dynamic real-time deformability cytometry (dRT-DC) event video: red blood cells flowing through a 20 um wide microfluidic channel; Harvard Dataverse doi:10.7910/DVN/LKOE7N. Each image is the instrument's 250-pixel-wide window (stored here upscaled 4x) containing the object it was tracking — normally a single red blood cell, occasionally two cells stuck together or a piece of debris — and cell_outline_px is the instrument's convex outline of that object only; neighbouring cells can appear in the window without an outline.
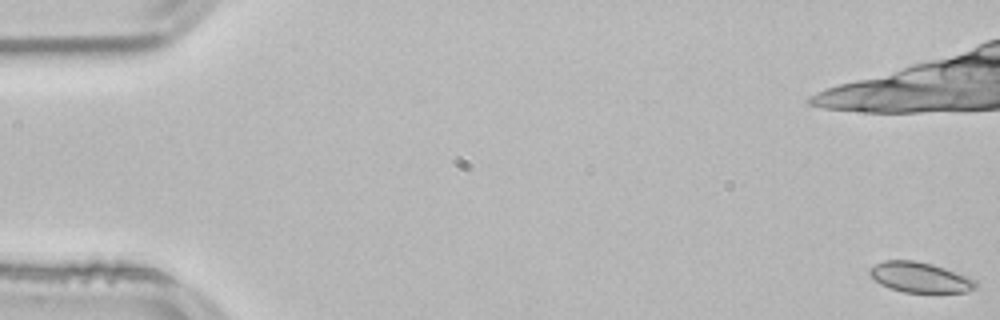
{"species": "common noctule bat (a hibernating species)", "species_latin": "Nyctalus noctula", "temperature_condition": "room temperature", "stored_images_in_passage": 17, "camera_frame_rate_fps": 3000, "um_per_image_px": 0.085, "animal": {"sex": "male", "body_mass_g": 21.5, "forearm_length_mm": 52.0}, "frame": {"image": 1, "passage_image": 1, "time_ms": 0.0, "image_size_px": [1000, 320], "cell_outline_px": [[976, 288], [964, 292], [904, 292], [888, 288], [872, 280], [868, 276], [868, 268], [884, 260], [916, 260], [932, 264], [944, 268], [976, 280]], "centroid_in_image_um": [78.11, 23.57], "position_along_channel_um": 6.9, "area_um2": 18.79}}